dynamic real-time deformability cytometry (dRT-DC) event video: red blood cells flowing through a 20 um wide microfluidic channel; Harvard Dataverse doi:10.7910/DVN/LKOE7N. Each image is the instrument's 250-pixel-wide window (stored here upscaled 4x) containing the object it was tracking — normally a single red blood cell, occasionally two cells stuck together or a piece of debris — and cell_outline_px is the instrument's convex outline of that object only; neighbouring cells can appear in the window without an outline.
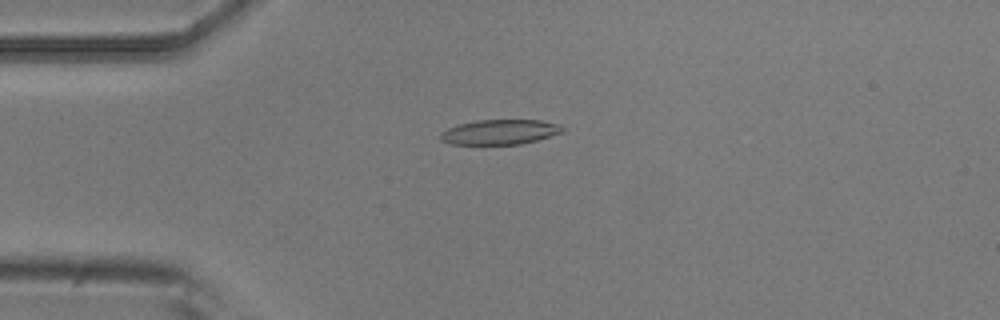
{"species": "common noctule bat (a hibernating species)", "species_latin": "Nyctalus noctula", "temperature_condition": "room temperature", "stored_images_in_passage": 6, "camera_frame_rate_fps": 3000, "um_per_image_px": 0.085, "animal": {"sex": "male", "body_mass_g": 20.5, "forearm_length_mm": 52.5}, "frame": {"image": 1, "passage_image": 4, "time_ms": 1.0, "image_size_px": [1000, 320], "cell_outline_px": [[564, 132], [536, 140], [520, 144], [448, 144], [440, 140], [440, 132], [448, 128], [460, 124], [476, 120], [540, 120], [560, 124], [564, 128]], "centroid_in_image_um": [42.48, 11.22], "position_along_channel_um": 42.5, "area_um2": 17.74}}
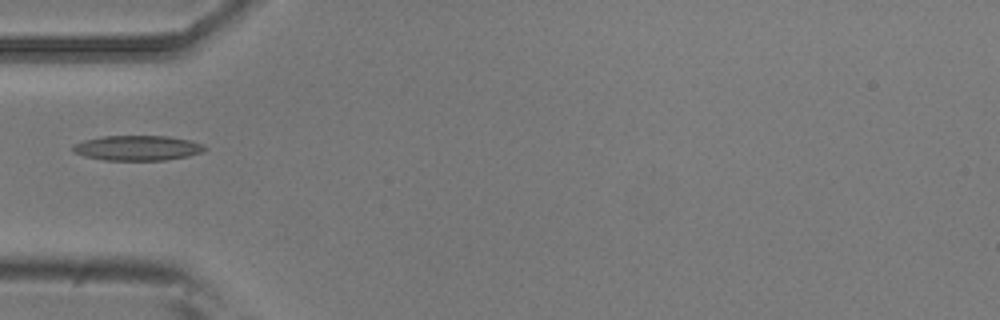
{"frame": {"image": 2, "passage_image": 5, "time_ms": 1.333, "image_size_px": [1000, 320], "cell_outline_px": [[208, 148], [204, 152], [188, 156], [164, 160], [104, 160], [84, 156], [76, 152], [72, 148], [76, 144], [84, 140], [100, 136], [168, 136], [192, 140], [204, 144]], "centroid_in_image_um": [11.76, 12.57], "position_along_channel_um": 73.2, "area_um2": 19.31}}
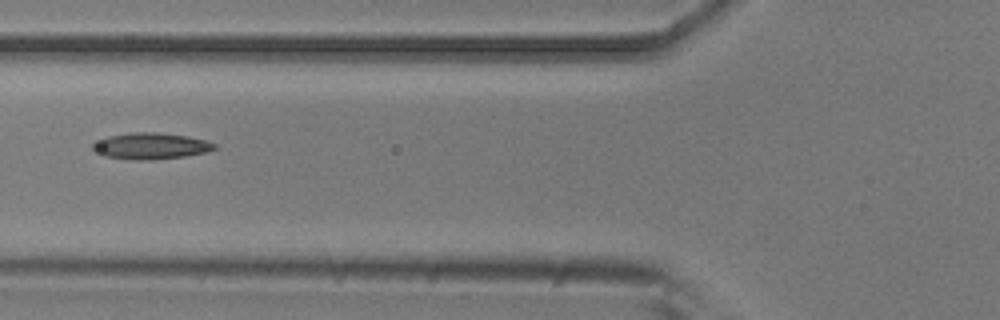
{"frame": {"image": 3, "passage_image": 6, "time_ms": 1.667, "image_size_px": [1000, 320], "cell_outline_px": [[216, 148], [208, 152], [184, 156], [152, 160], [136, 160], [104, 156], [96, 152], [92, 148], [92, 144], [108, 136], [128, 132], [160, 132], [188, 136], [204, 140], [216, 144]], "centroid_in_image_um": [12.82, 12.4], "position_along_channel_um": 113.0, "area_um2": 18.73}}